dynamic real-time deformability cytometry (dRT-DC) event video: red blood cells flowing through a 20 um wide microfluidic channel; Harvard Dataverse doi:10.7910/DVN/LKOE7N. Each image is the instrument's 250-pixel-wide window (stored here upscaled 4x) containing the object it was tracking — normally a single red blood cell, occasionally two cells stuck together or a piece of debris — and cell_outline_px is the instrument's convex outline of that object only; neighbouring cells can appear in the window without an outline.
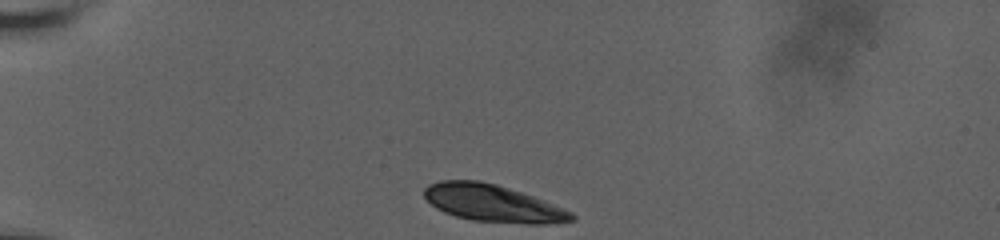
{"species": "human", "species_latin": "Homo sapiens", "temperature_condition": "room temperature", "stored_images_in_passage": 43, "camera_frame_rate_fps": 3000, "um_per_image_px": 0.085, "donor": {"sex": "male"}, "frame": {"image": 1, "passage_image": 1, "time_ms": 0.0, "image_size_px": [1000, 240], "cell_outline_px": [[576, 220], [548, 224], [528, 224], [472, 220], [456, 216], [444, 212], [436, 208], [424, 196], [424, 188], [428, 184], [440, 180], [480, 180], [496, 184], [544, 200], [572, 212], [576, 216]], "centroid_in_image_um": [41.89, 17.28], "position_along_channel_um": 43.1, "area_um2": 31.85}}
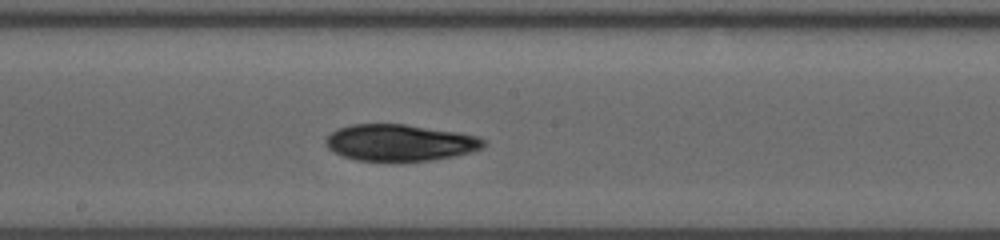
{"frame": {"image": 2, "passage_image": 19, "time_ms": 6.0, "image_size_px": [1000, 240], "cell_outline_px": [[488, 140], [480, 148], [472, 152], [452, 156], [428, 160], [356, 160], [344, 156], [328, 148], [324, 144], [324, 140], [332, 132], [340, 128], [352, 124], [404, 124], [456, 132], [480, 136]], "centroid_in_image_um": [34.0, 12.11], "position_along_channel_um": 214.2, "area_um2": 33.18}}
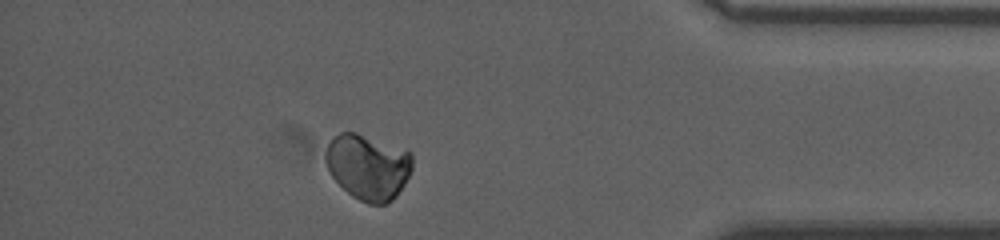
{"frame": {"image": 3, "passage_image": 37, "time_ms": 12.0, "image_size_px": [1000, 240], "cell_outline_px": [[412, 168], [404, 184], [396, 196], [392, 200], [384, 204], [368, 204], [352, 196], [332, 176], [324, 160], [324, 152], [332, 136], [340, 132], [356, 132], [408, 148], [412, 152]], "centroid_in_image_um": [31.29, 14.13], "position_along_channel_um": 403.9, "area_um2": 33.58}, "authors_computed_cell_mechanics": {"area_um2": 32.8304, "velocity_mm_per_s": 3.6484, "shape_relaxation_time_tau1_ms": 8.0472, "shape_relaxation_time_tau2_ms": null, "deformation_change_tau1": 0.0923, "deformation_change_tau2": null}}